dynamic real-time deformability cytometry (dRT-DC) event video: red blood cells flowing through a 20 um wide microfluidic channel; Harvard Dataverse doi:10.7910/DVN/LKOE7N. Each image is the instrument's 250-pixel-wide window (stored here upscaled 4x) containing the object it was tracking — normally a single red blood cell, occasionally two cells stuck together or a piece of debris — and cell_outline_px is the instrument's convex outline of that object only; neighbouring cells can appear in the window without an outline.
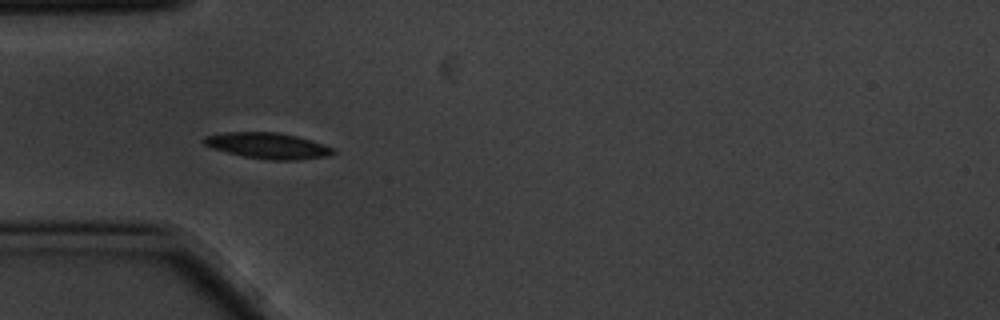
{"species": "common noctule bat (a hibernating species)", "species_latin": "Nyctalus noctula", "temperature_condition": "cold", "stored_images_in_passage": 10, "camera_frame_rate_fps": 3000, "um_per_image_px": 0.085, "animal": {"sex": "male", "body_mass_g": 20.1, "forearm_length_mm": 53.5}, "frame": {"image": 1, "passage_image": 5, "time_ms": 1.333, "image_size_px": [1000, 320], "cell_outline_px": [[336, 152], [332, 156], [296, 160], [268, 160], [244, 156], [212, 148], [204, 144], [200, 140], [204, 136], [224, 132], [276, 132], [296, 136], [312, 140], [336, 148]], "centroid_in_image_um": [22.81, 12.38], "position_along_channel_um": 62.2, "area_um2": 19.77}}
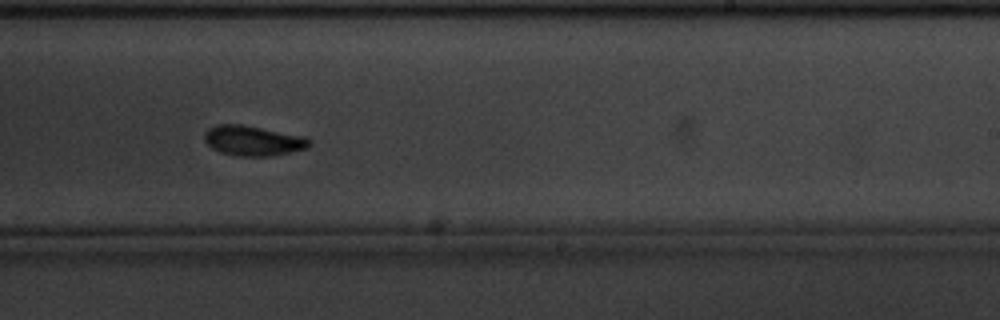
{"frame": {"image": 2, "passage_image": 10, "time_ms": 3.0, "image_size_px": [1000, 320], "cell_outline_px": [[312, 144], [308, 148], [272, 156], [240, 156], [220, 152], [212, 148], [204, 140], [204, 132], [208, 128], [216, 124], [244, 124], [304, 136], [312, 140]], "centroid_in_image_um": [21.52, 11.95], "position_along_channel_um": 267.5, "area_um2": 18.61}}